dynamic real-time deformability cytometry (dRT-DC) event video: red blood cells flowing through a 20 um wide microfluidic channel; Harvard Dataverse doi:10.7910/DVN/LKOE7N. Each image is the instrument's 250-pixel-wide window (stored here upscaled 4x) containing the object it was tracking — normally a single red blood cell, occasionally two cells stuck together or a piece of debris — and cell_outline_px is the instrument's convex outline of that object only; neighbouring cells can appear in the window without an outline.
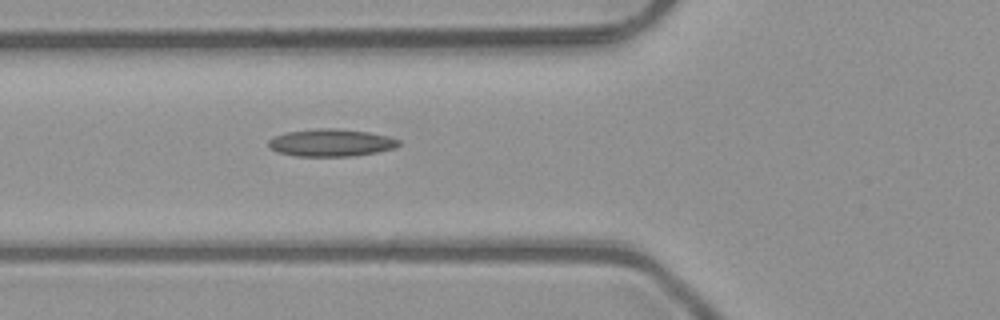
{"species": "common noctule bat (a hibernating species)", "species_latin": "Nyctalus noctula", "temperature_condition": "room temperature", "stored_images_in_passage": 4, "segment_of_instrument_passage": [1, 2], "camera_frame_rate_fps": 3000, "um_per_image_px": 0.085, "animal": {"sex": "male", "body_mass_g": 23.1, "forearm_length_mm": 52.7}, "frame": {"image": 1, "passage_image": 3, "time_ms": 0.667, "image_size_px": [1000, 320], "cell_outline_px": [[400, 144], [392, 148], [376, 152], [352, 156], [296, 156], [276, 152], [268, 144], [268, 140], [284, 132], [320, 128], [336, 128], [368, 132], [388, 136], [400, 140]], "centroid_in_image_um": [28.12, 12.12], "position_along_channel_um": 97.7, "area_um2": 20.69}}